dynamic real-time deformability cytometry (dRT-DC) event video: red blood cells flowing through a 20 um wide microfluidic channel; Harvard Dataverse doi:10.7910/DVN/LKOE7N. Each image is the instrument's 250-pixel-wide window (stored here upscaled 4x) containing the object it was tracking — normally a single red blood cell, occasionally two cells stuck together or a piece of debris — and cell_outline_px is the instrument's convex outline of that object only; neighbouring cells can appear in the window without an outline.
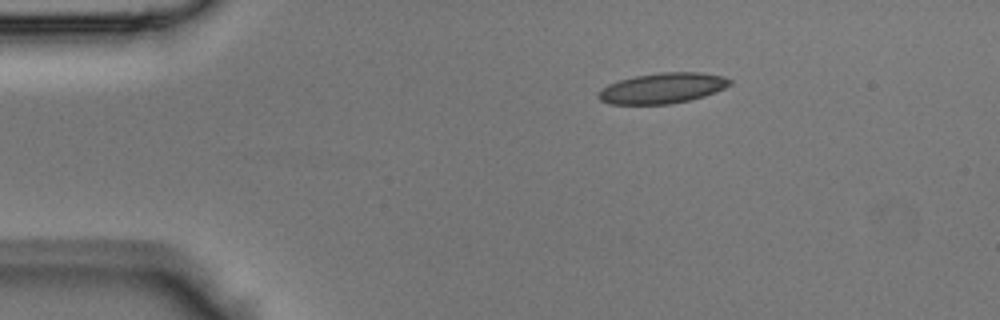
{"species": "Egyptian fruit bat (a non-hibernating species)", "species_latin": "Rousettus aegyptiacus", "temperature_condition": "room temperature", "stored_images_in_passage": 37, "camera_frame_rate_fps": 3000, "um_per_image_px": 0.085, "animal": {"sex": "male"}, "frame": {"image": 1, "passage_image": 1, "time_ms": 0.0, "image_size_px": [1000, 320], "cell_outline_px": [[732, 84], [716, 92], [704, 96], [688, 100], [668, 104], [612, 104], [600, 100], [596, 96], [596, 92], [600, 88], [608, 84], [620, 80], [636, 76], [660, 72], [700, 72], [724, 76], [732, 80]], "centroid_in_image_um": [56.3, 7.49], "position_along_channel_um": 28.7, "area_um2": 23.47}}
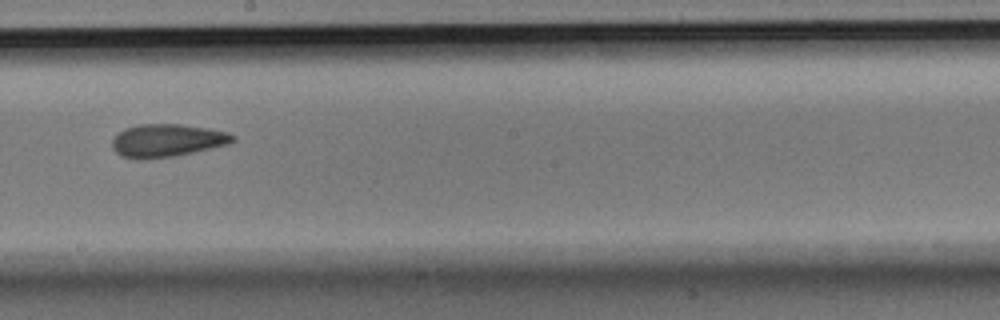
{"frame": {"image": 2, "passage_image": 18, "time_ms": 5.667, "image_size_px": [1000, 320], "cell_outline_px": [[236, 140], [228, 144], [176, 156], [144, 160], [136, 160], [120, 156], [112, 148], [112, 140], [124, 128], [140, 124], [180, 124], [208, 128], [228, 132], [236, 136]], "centroid_in_image_um": [14.19, 11.95], "position_along_channel_um": 234.0, "area_um2": 23.35}}
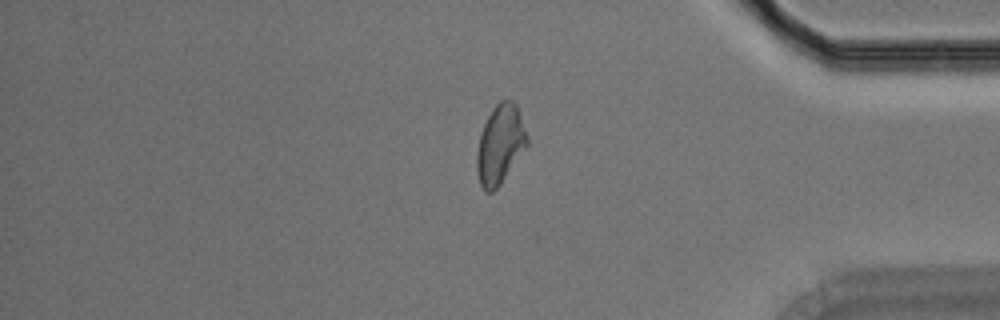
{"frame": {"image": 3, "passage_image": 30, "time_ms": 9.667, "image_size_px": [1000, 320], "cell_outline_px": [[528, 144], [500, 184], [492, 192], [484, 192], [480, 184], [476, 172], [476, 156], [480, 136], [484, 124], [492, 108], [500, 100], [512, 100], [516, 104], [528, 136]], "centroid_in_image_um": [42.5, 12.28], "position_along_channel_um": 392.7, "area_um2": 23.0}}